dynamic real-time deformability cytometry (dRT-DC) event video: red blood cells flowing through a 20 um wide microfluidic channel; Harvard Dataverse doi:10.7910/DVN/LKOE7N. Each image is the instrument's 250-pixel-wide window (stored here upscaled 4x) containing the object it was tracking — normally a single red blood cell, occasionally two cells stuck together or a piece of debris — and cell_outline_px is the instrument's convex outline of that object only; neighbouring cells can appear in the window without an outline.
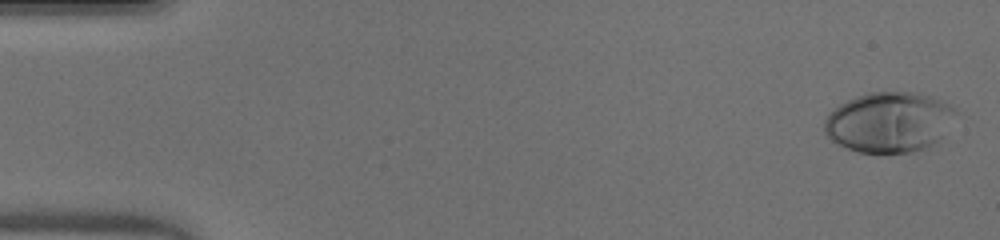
{"species": "human", "species_latin": "Homo sapiens", "temperature_condition": "warm", "stored_images_in_passage": 50, "camera_frame_rate_fps": 3000, "um_per_image_px": 0.085, "donor": {"sex": "male"}, "frame": {"image": 1, "passage_image": 1, "time_ms": 0.0, "image_size_px": [1000, 240], "cell_outline_px": [[956, 112], [940, 136], [928, 148], [912, 152], [880, 156], [860, 152], [836, 144], [824, 132], [824, 120], [828, 112], [840, 104], [856, 96], [868, 92], [920, 92], [932, 96], [956, 108]], "centroid_in_image_um": [75.52, 10.4], "position_along_channel_um": 9.5, "area_um2": 46.64}}
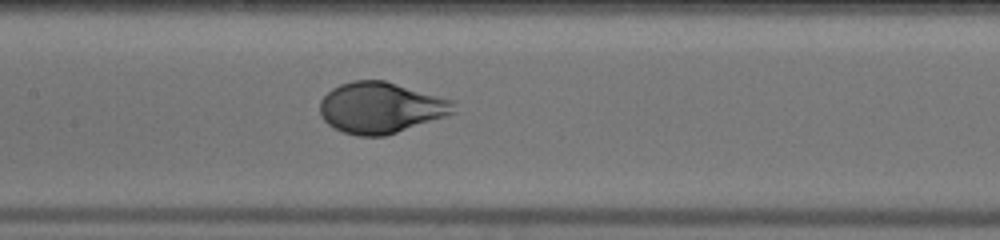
{"frame": {"image": 2, "passage_image": 24, "time_ms": 7.667, "image_size_px": [1000, 240], "cell_outline_px": [[452, 112], [444, 116], [384, 136], [356, 136], [344, 132], [328, 124], [320, 116], [320, 100], [332, 88], [340, 84], [352, 80], [384, 80], [452, 100]], "centroid_in_image_um": [32.28, 9.15], "position_along_channel_um": 175.1, "area_um2": 39.13}}
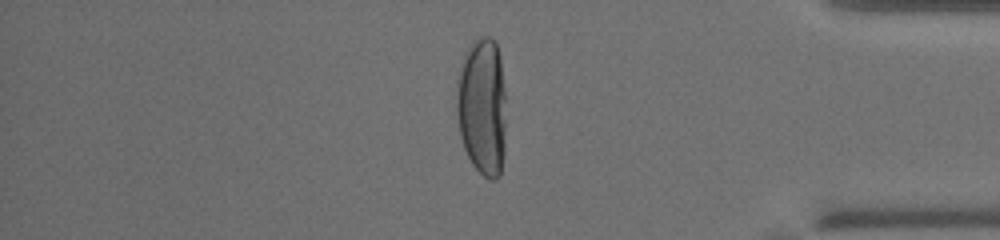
{"frame": {"image": 3, "passage_image": 42, "time_ms": 13.667, "image_size_px": [1000, 240], "cell_outline_px": [[504, 148], [500, 176], [496, 180], [492, 180], [484, 176], [472, 164], [464, 148], [460, 136], [456, 112], [456, 80], [460, 64], [464, 52], [480, 36], [492, 36], [496, 40], [500, 56], [504, 88]], "centroid_in_image_um": [40.96, 9.02], "position_along_channel_um": 394.2, "area_um2": 40.23}, "authors_computed_cell_mechanics": {"area_um2": 41.616, "velocity_mm_per_s": 4.082, "shape_relaxation_time_tau1_ms": 3.1359, "shape_relaxation_time_tau2_ms": null, "deformation_change_tau1": 0.2316, "deformation_change_tau2": null}}